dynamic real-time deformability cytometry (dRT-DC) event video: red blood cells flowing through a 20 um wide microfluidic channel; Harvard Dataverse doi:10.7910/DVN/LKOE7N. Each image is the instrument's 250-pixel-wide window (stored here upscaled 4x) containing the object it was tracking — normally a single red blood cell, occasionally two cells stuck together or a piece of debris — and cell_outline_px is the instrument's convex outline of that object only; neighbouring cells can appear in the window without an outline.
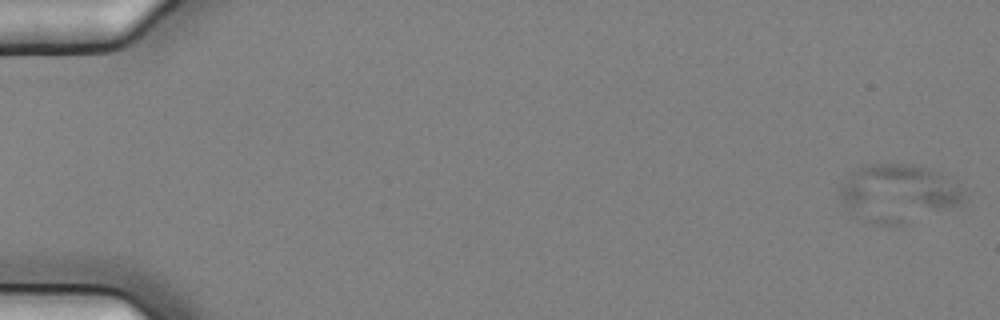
{"species": "common noctule bat (a hibernating species)", "species_latin": "Nyctalus noctula", "temperature_condition": "cold", "stored_images_in_passage": 6, "camera_frame_rate_fps": 3000, "um_per_image_px": 0.085, "animal": {"sex": "female", "body_mass_g": 25.1}, "frame": {"image": 1, "passage_image": 2, "time_ms": 0.333, "image_size_px": [1000, 320], "cell_outline_px": [[968, 200], [964, 204], [900, 224], [872, 224], [856, 216], [836, 196], [840, 184], [860, 164], [912, 164], [940, 172], [964, 188]], "centroid_in_image_um": [76.36, 16.4], "position_along_channel_um": 8.6, "area_um2": 42.25}}